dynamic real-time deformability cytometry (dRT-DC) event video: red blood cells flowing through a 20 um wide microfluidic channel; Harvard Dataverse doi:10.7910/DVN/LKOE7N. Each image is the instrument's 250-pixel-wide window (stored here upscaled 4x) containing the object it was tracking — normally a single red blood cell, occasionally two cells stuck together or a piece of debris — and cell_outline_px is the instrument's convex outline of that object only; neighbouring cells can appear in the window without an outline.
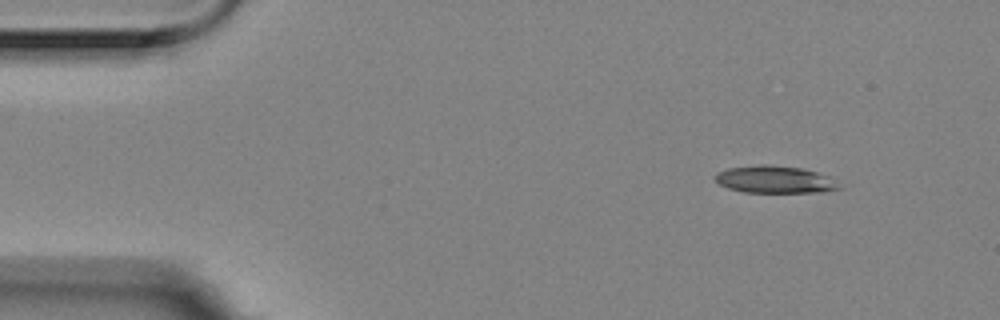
{"species": "Egyptian fruit bat (a non-hibernating species)", "species_latin": "Rousettus aegyptiacus", "temperature_condition": "room temperature", "stored_images_in_passage": 4, "camera_frame_rate_fps": 3000, "um_per_image_px": 0.085, "animal": {"sex": "female"}, "frame": {"image": 1, "passage_image": 1, "time_ms": 0.0, "image_size_px": [1000, 320], "cell_outline_px": [[844, 188], [824, 192], [744, 192], [728, 188], [720, 184], [716, 180], [716, 172], [728, 168], [760, 164], [768, 164], [804, 168], [832, 176]], "centroid_in_image_um": [65.95, 15.25], "position_along_channel_um": 19.0, "area_um2": 20.06}}
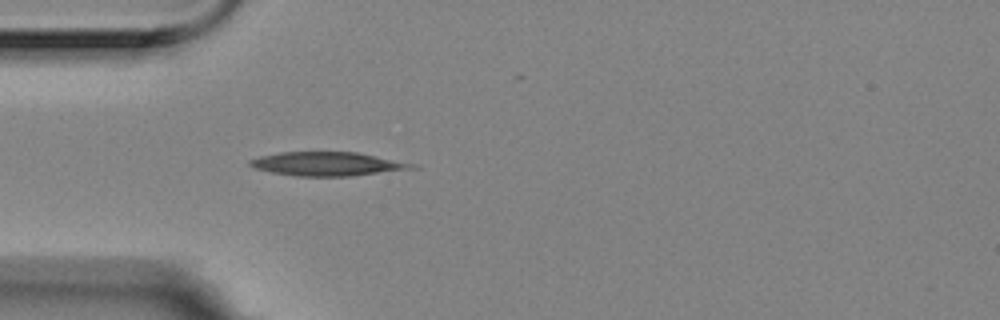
{"frame": {"image": 2, "passage_image": 4, "time_ms": 1.0, "image_size_px": [1000, 320], "cell_outline_px": [[420, 168], [352, 176], [296, 176], [272, 172], [252, 168], [248, 164], [248, 160], [260, 156], [280, 152], [356, 152], [416, 164]], "centroid_in_image_um": [27.82, 13.94], "position_along_channel_um": 57.2, "area_um2": 22.54}}